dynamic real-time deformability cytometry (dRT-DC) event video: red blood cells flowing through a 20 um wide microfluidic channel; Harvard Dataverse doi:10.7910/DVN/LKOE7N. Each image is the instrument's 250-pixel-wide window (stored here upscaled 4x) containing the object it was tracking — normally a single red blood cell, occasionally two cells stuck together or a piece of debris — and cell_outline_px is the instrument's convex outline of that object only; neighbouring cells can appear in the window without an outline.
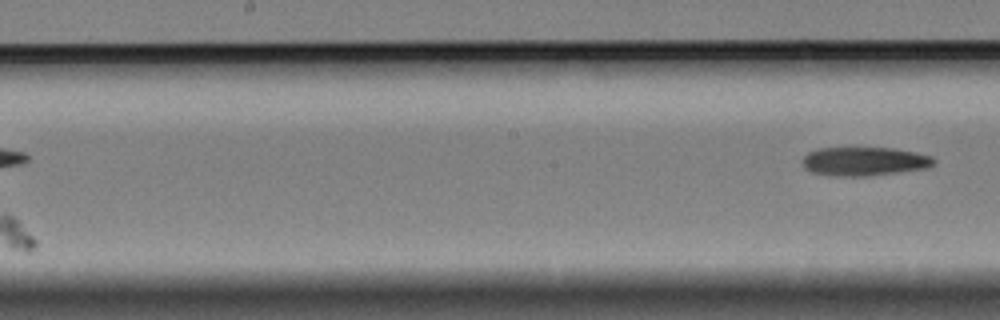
{"species": "Egyptian fruit bat (a non-hibernating species)", "species_latin": "Rousettus aegyptiacus", "temperature_condition": "cold", "stored_images_in_passage": 6, "camera_frame_rate_fps": 3000, "um_per_image_px": 0.085, "animal": {"sex": "female"}, "frame": {"image": 1, "passage_image": 6, "time_ms": 7.0, "image_size_px": [1000, 320], "cell_outline_px": [[936, 160], [932, 164], [924, 168], [868, 176], [828, 176], [812, 172], [804, 168], [804, 156], [808, 152], [820, 148], [892, 148], [916, 152], [932, 156]], "centroid_in_image_um": [73.44, 13.71], "position_along_channel_um": 174.8, "area_um2": 21.85}}